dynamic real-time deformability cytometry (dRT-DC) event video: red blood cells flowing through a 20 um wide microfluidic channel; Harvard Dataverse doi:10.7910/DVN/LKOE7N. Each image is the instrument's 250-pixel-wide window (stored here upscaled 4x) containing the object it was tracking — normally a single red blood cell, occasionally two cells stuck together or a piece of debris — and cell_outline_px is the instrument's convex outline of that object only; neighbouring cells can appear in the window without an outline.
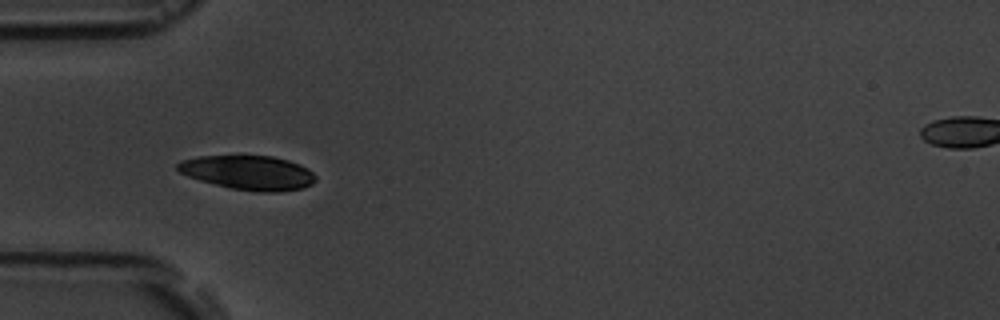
{"species": "common noctule bat (a hibernating species)", "species_latin": "Nyctalus noctula", "temperature_condition": "room temperature", "stored_images_in_passage": 17, "camera_frame_rate_fps": 3000, "um_per_image_px": 0.085, "animal": {"sex": "male", "body_mass_g": 19.5, "forearm_length_mm": 54.6}, "frame": {"image": 1, "passage_image": 6, "time_ms": 5.667, "image_size_px": [1000, 320], "cell_outline_px": [[316, 180], [312, 184], [304, 188], [280, 192], [256, 192], [232, 188], [200, 180], [188, 176], [180, 172], [176, 168], [176, 164], [180, 160], [196, 156], [272, 156], [288, 160], [300, 164], [308, 168], [316, 176]], "centroid_in_image_um": [21.13, 14.67], "position_along_channel_um": 63.9, "area_um2": 27.69}}
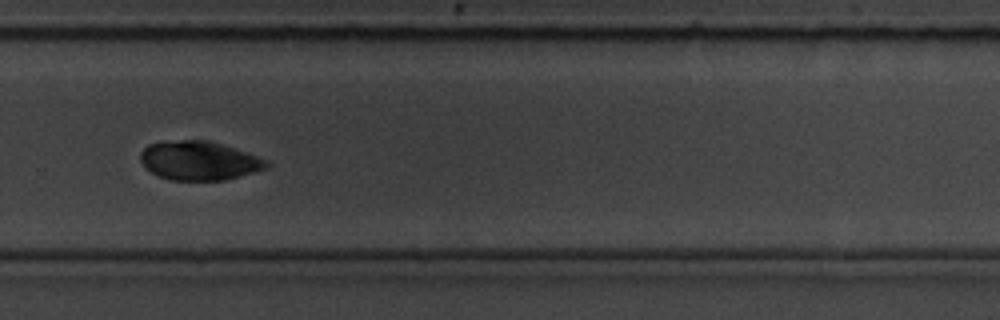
{"frame": {"image": 2, "passage_image": 12, "time_ms": 12.667, "image_size_px": [1000, 320], "cell_outline_px": [[268, 168], [224, 180], [168, 180], [144, 168], [140, 160], [140, 152], [148, 144], [180, 140], [208, 140], [268, 160]], "centroid_in_image_um": [16.88, 13.66], "position_along_channel_um": 312.9, "area_um2": 28.32}}
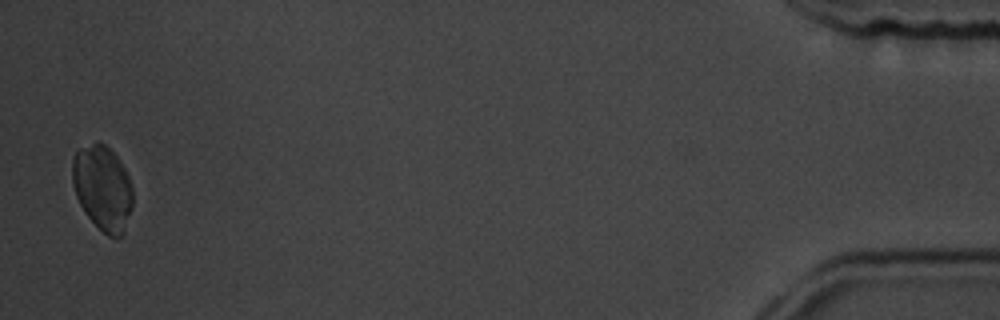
{"frame": {"image": 3, "passage_image": 17, "time_ms": 18.333, "image_size_px": [1000, 320], "cell_outline_px": [[132, 208], [124, 232], [120, 240], [116, 240], [108, 236], [84, 212], [76, 196], [72, 184], [72, 156], [80, 148], [96, 140], [100, 140], [116, 156], [124, 168], [128, 176], [132, 188]], "centroid_in_image_um": [8.71, 15.98], "position_along_channel_um": 426.5, "area_um2": 30.17}, "authors_computed_cell_mechanics": {"area_um2": 28.7266, "velocity_mm_per_s": 3.5835, "shape_relaxation_time_tau1_ms": 6.9751, "shape_relaxation_time_tau2_ms": 0.9991, "deformation_change_tau1": 0.1072, "deformation_change_tau2": 0.031}}